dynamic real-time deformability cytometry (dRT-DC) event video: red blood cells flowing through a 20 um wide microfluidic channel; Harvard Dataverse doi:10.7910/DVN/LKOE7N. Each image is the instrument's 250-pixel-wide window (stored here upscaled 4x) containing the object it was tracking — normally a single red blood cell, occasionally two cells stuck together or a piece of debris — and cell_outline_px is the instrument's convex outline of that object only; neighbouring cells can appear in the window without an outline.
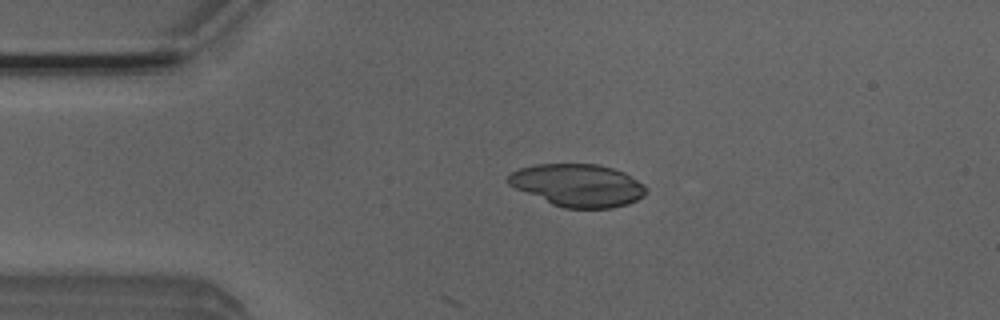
{"species": "Egyptian fruit bat (a non-hibernating species)", "species_latin": "Rousettus aegyptiacus", "temperature_condition": "room temperature", "stored_images_in_passage": 7, "camera_frame_rate_fps": 3000, "um_per_image_px": 0.085, "animal": {"sex": "male"}, "frame": {"image": 1, "passage_image": 3, "time_ms": 0.667, "image_size_px": [1000, 320], "cell_outline_px": [[648, 192], [644, 196], [628, 204], [612, 208], [564, 208], [552, 204], [516, 188], [508, 184], [508, 172], [520, 168], [536, 164], [600, 164], [624, 172], [644, 184], [648, 188]], "centroid_in_image_um": [49.14, 15.74], "position_along_channel_um": 35.9, "area_um2": 34.28}}